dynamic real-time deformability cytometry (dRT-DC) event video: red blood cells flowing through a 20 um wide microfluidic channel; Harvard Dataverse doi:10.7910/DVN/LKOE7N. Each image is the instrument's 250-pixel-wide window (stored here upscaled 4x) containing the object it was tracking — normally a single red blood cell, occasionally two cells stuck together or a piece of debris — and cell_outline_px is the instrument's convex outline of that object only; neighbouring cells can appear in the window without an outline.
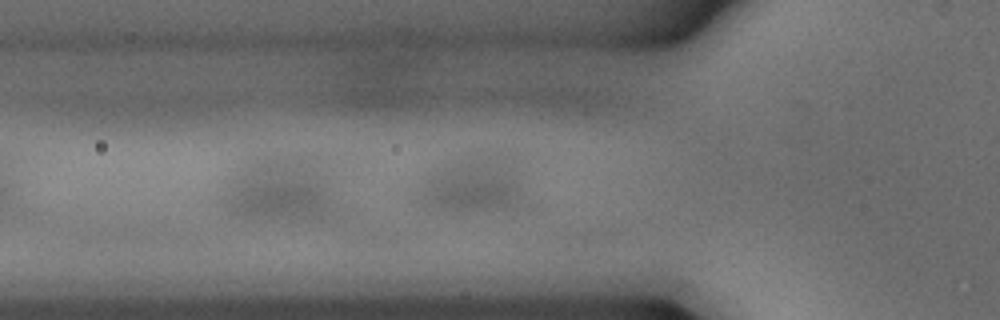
{"species": "common noctule bat (a hibernating species)", "species_latin": "Nyctalus noctula", "temperature_condition": "warm", "stored_images_in_passage": 3, "camera_frame_rate_fps": 3000, "um_per_image_px": 0.085, "animal": {"sex": "male", "body_mass_g": 15.6}, "frame": {"image": 1, "passage_image": 2, "time_ms": 0.333, "image_size_px": [1000, 320], "cell_outline_px": [[340, 216], [320, 220], [264, 220], [232, 216], [224, 204], [224, 200], [248, 184], [272, 180], [284, 180], [308, 184], [336, 208], [340, 212]], "centroid_in_image_um": [23.8, 17.19], "position_along_channel_um": 102.0, "area_um2": 25.32}}